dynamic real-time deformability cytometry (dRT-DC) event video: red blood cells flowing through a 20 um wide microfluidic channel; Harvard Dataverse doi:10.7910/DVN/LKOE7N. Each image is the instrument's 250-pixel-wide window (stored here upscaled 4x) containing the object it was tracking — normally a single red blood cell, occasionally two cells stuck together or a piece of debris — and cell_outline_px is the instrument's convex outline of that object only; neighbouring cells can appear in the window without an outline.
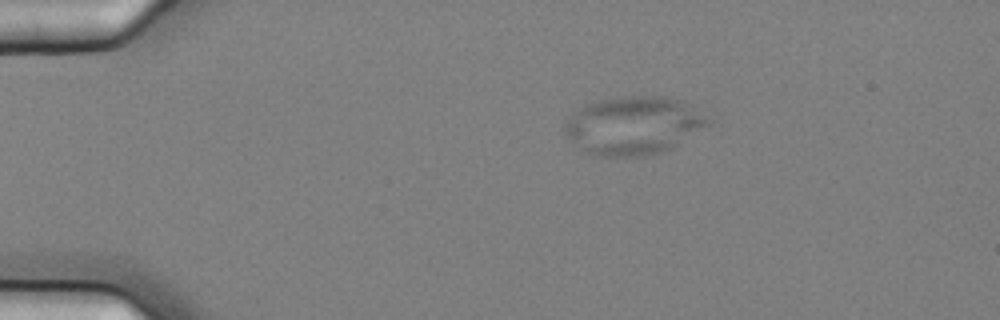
{"species": "common noctule bat (a hibernating species)", "species_latin": "Nyctalus noctula", "temperature_condition": "cold", "stored_images_in_passage": 2, "camera_frame_rate_fps": 3000, "um_per_image_px": 0.085, "animal": {"sex": "female", "body_mass_g": 25.1}, "frame": {"image": 1, "passage_image": 1, "time_ms": 0.0, "image_size_px": [1000, 320], "cell_outline_px": [[716, 120], [676, 144], [660, 152], [644, 156], [596, 156], [572, 144], [564, 132], [564, 124], [584, 104], [596, 100], [628, 96], [668, 96], [680, 100], [688, 104]], "centroid_in_image_um": [53.84, 10.65], "position_along_channel_um": 31.2, "area_um2": 48.38}}